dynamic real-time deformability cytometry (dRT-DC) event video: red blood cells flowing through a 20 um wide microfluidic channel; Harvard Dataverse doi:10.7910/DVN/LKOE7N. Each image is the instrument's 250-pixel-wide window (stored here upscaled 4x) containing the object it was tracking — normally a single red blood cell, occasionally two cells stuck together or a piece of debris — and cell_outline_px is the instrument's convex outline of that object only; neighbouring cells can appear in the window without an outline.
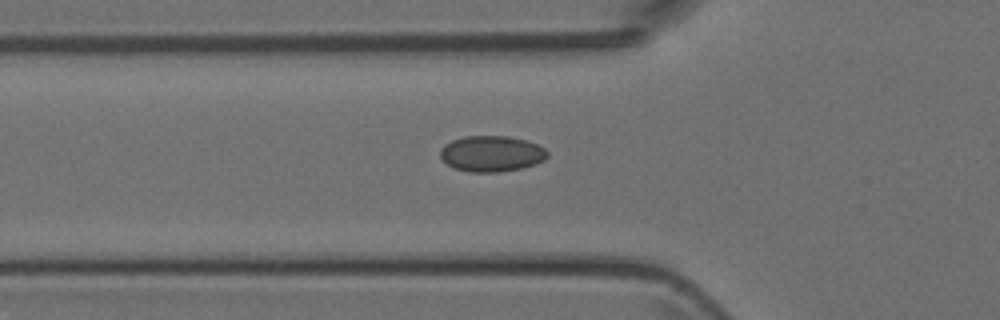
{"species": "Egyptian fruit bat (a non-hibernating species)", "species_latin": "Rousettus aegyptiacus", "temperature_condition": "room temperature", "stored_images_in_passage": 36, "camera_frame_rate_fps": 3000, "um_per_image_px": 0.085, "animal": {"sex": "female"}, "frame": {"image": 1, "passage_image": 9, "time_ms": 2.667, "image_size_px": [1000, 320], "cell_outline_px": [[548, 156], [544, 160], [520, 168], [496, 172], [468, 172], [456, 168], [448, 164], [440, 156], [440, 148], [444, 144], [452, 140], [464, 136], [508, 136], [524, 140], [536, 144], [544, 148], [548, 152]], "centroid_in_image_um": [41.75, 13.05], "position_along_channel_um": 84.0, "area_um2": 22.2}}
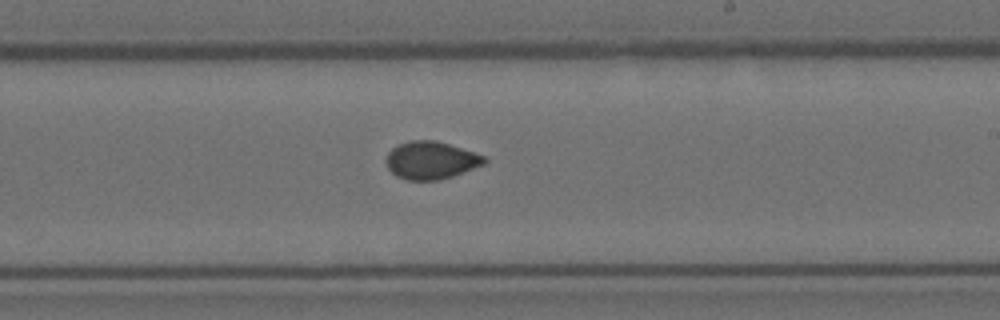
{"frame": {"image": 2, "passage_image": 21, "time_ms": 6.667, "image_size_px": [1000, 320], "cell_outline_px": [[488, 160], [484, 164], [452, 176], [440, 180], [408, 180], [396, 176], [388, 168], [388, 152], [392, 148], [400, 144], [412, 140], [436, 140], [484, 156]], "centroid_in_image_um": [36.63, 13.63], "position_along_channel_um": 252.4, "area_um2": 21.15}}
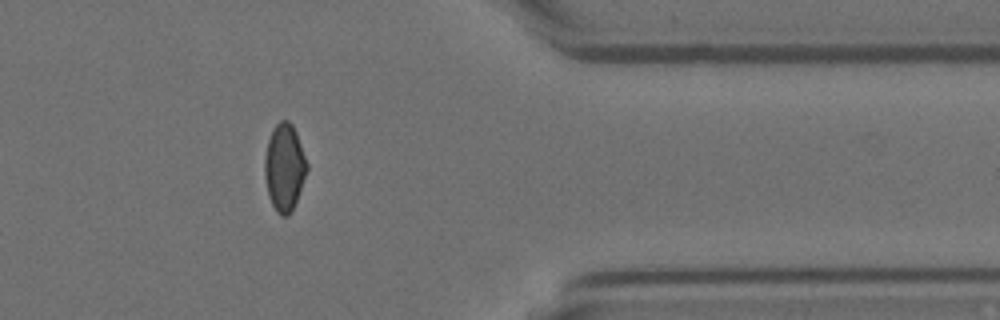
{"frame": {"image": 3, "passage_image": 32, "time_ms": 10.333, "image_size_px": [1000, 320], "cell_outline_px": [[308, 168], [296, 200], [288, 216], [280, 216], [276, 212], [268, 196], [264, 176], [264, 156], [268, 140], [272, 128], [280, 120], [288, 120], [292, 124], [296, 132], [308, 164]], "centroid_in_image_um": [24.15, 14.21], "position_along_channel_um": 387.2, "area_um2": 21.5}}